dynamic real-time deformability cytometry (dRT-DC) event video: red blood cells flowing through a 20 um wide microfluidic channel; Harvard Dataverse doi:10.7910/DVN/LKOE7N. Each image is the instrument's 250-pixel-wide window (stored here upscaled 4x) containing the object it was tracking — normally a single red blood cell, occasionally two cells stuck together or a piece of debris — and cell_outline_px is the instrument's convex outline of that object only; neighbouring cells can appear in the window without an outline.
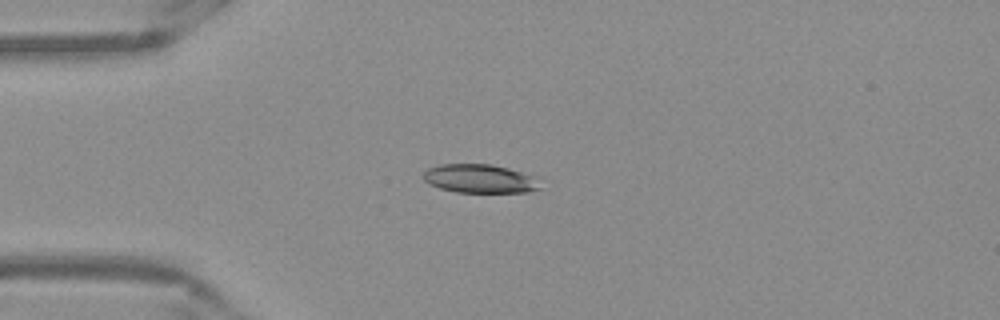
{"species": "Egyptian fruit bat (a non-hibernating species)", "species_latin": "Rousettus aegyptiacus", "temperature_condition": "warm", "stored_images_in_passage": 42, "camera_frame_rate_fps": 3000, "um_per_image_px": 0.085, "frame": {"image": 1, "passage_image": 3, "time_ms": 0.667, "image_size_px": [1000, 320], "cell_outline_px": [[540, 188], [528, 192], [456, 192], [440, 188], [428, 184], [420, 176], [428, 168], [440, 164], [492, 164], [508, 168], [532, 176]], "centroid_in_image_um": [40.69, 15.18], "position_along_channel_um": 44.3, "area_um2": 19.36}}
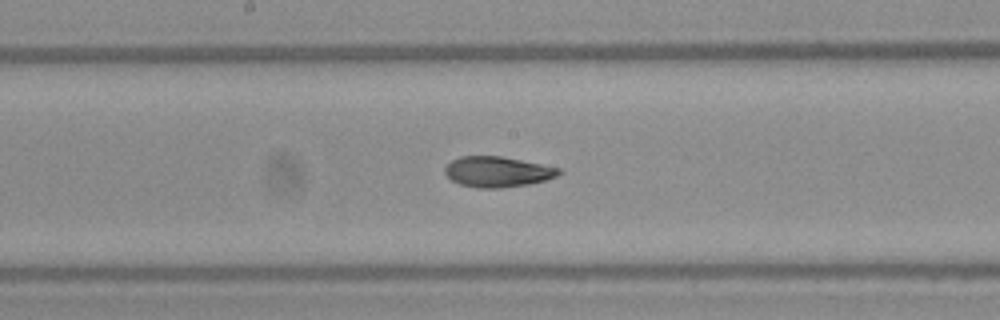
{"frame": {"image": 2, "passage_image": 17, "time_ms": 5.333, "image_size_px": [1000, 320], "cell_outline_px": [[564, 172], [556, 176], [544, 180], [528, 184], [504, 188], [476, 188], [460, 184], [452, 180], [444, 172], [444, 168], [452, 160], [460, 156], [500, 156], [560, 168]], "centroid_in_image_um": [42.27, 14.61], "position_along_channel_um": 205.9, "area_um2": 20.17}}
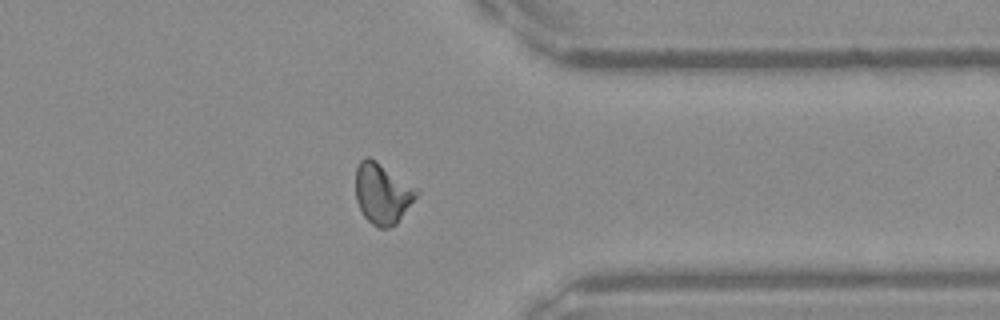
{"frame": {"image": 3, "passage_image": 31, "time_ms": 10.0, "image_size_px": [1000, 320], "cell_outline_px": [[420, 192], [396, 224], [388, 228], [376, 228], [364, 216], [356, 200], [356, 168], [360, 160], [364, 156], [368, 156], [376, 160], [416, 188]], "centroid_in_image_um": [32.48, 16.44], "position_along_channel_um": 378.9, "area_um2": 21.44}, "authors_computed_cell_mechanics": {"area_um2": 20.3456, "velocity_mm_per_s": 3.8703, "shape_relaxation_time_tau1_ms": null, "shape_relaxation_time_tau2_ms": 3.1845, "deformation_change_tau1": null, "deformation_change_tau2": 0.0986}}